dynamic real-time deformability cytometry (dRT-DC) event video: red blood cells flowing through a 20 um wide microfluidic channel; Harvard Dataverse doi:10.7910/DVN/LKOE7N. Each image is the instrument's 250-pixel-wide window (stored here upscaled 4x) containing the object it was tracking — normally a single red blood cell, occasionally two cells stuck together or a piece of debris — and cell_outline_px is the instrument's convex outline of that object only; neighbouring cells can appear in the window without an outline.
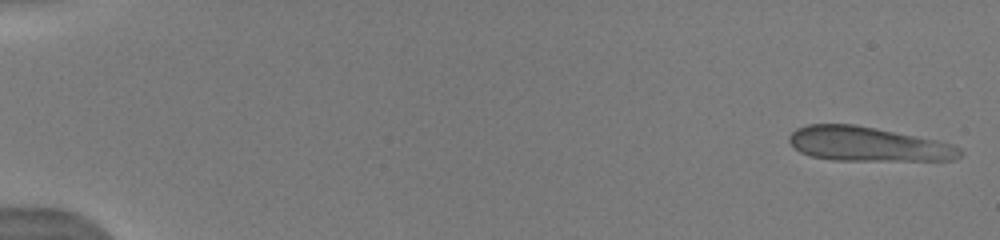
{"species": "human", "species_latin": "Homo sapiens", "temperature_condition": "warm", "stored_images_in_passage": 45, "camera_frame_rate_fps": 3000, "um_per_image_px": 0.085, "donor": {"sex": "male"}, "frame": {"image": 1, "passage_image": 1, "time_ms": 0.0, "image_size_px": [1000, 240], "cell_outline_px": [[960, 156], [952, 160], [832, 160], [812, 156], [800, 152], [788, 140], [788, 136], [796, 128], [808, 124], [856, 124], [936, 140], [952, 144], [960, 148]], "centroid_in_image_um": [73.73, 12.24], "position_along_channel_um": 11.3, "area_um2": 33.99}}
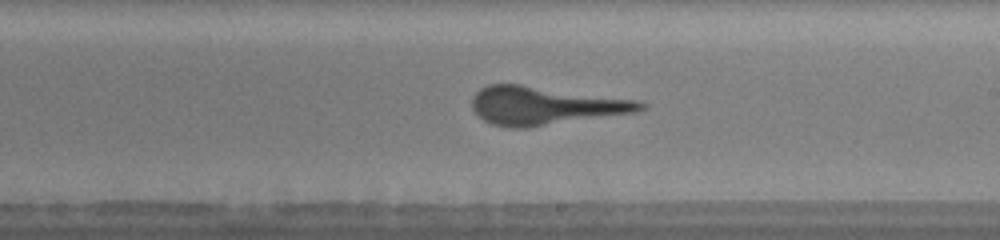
{"frame": {"image": 2, "passage_image": 28, "time_ms": 9.667, "image_size_px": [1000, 240], "cell_outline_px": [[648, 104], [644, 108], [636, 112], [528, 128], [508, 128], [492, 124], [484, 120], [472, 108], [472, 96], [480, 88], [488, 84], [520, 84], [640, 100]], "centroid_in_image_um": [46.33, 8.98], "position_along_channel_um": 242.7, "area_um2": 37.69}}
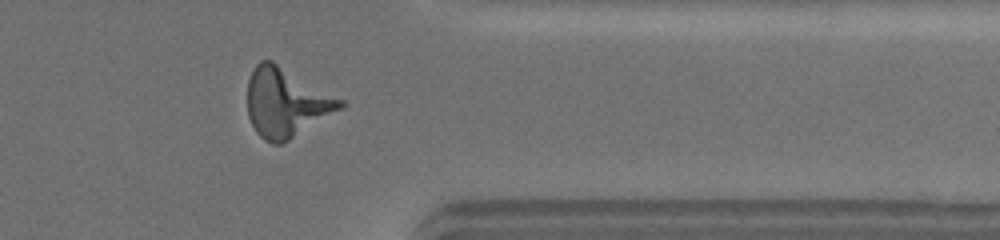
{"frame": {"image": 3, "passage_image": 38, "time_ms": 13.333, "image_size_px": [1000, 240], "cell_outline_px": [[348, 104], [344, 108], [288, 140], [280, 144], [272, 144], [264, 140], [256, 132], [248, 116], [248, 80], [256, 64], [260, 60], [272, 60], [344, 100]], "centroid_in_image_um": [24.34, 8.72], "position_along_channel_um": 387.1, "area_um2": 37.28}}